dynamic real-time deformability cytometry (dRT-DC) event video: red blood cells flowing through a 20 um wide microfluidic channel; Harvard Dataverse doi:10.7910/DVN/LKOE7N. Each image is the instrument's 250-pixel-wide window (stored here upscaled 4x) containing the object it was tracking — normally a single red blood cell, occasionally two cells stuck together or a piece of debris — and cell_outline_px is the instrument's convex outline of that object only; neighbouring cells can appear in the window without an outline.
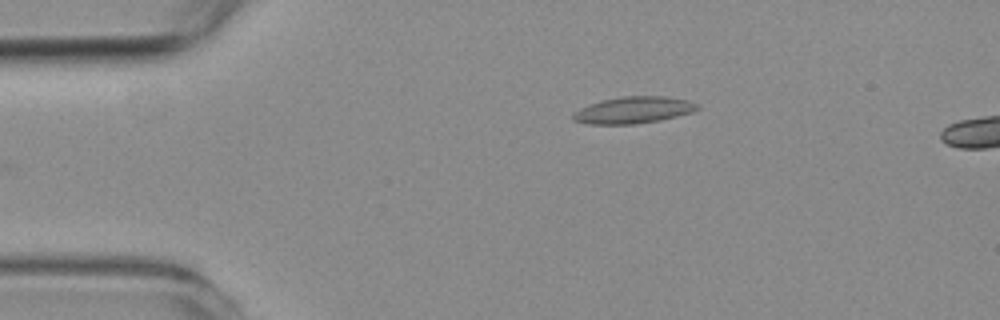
{"species": "common noctule bat (a hibernating species)", "species_latin": "Nyctalus noctula", "temperature_condition": "room temperature", "stored_images_in_passage": 5, "camera_frame_rate_fps": 3000, "um_per_image_px": 0.085, "animal": {"sex": "female", "body_mass_g": 19.3, "forearm_length_mm": 54.1}, "frame": {"image": 1, "passage_image": 1, "time_ms": 0.0, "image_size_px": [1000, 320], "cell_outline_px": [[700, 108], [692, 112], [660, 120], [632, 124], [588, 124], [572, 120], [572, 112], [588, 104], [600, 100], [624, 96], [664, 96], [688, 100], [700, 104]], "centroid_in_image_um": [53.82, 9.35], "position_along_channel_um": 31.2, "area_um2": 19.48}}